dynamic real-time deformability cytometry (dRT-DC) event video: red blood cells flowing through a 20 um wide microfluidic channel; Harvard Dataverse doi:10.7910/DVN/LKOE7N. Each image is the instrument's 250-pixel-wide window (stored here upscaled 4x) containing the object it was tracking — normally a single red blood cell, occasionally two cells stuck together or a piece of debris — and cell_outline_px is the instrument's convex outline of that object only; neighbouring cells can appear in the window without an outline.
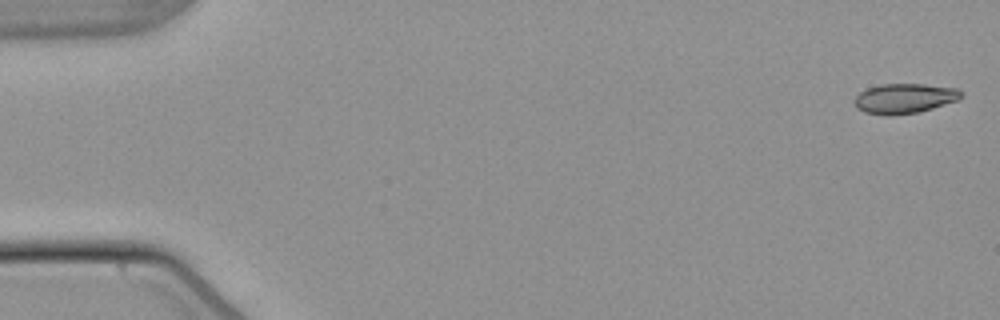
{"species": "common noctule bat (a hibernating species)", "species_latin": "Nyctalus noctula", "temperature_condition": "warm", "stored_images_in_passage": 53, "camera_frame_rate_fps": 3000, "um_per_image_px": 0.085, "animal": {"sex": "male", "body_mass_g": 21.5, "forearm_length_mm": 52.0}, "frame": {"image": 1, "passage_image": 1, "time_ms": 0.0, "image_size_px": [1000, 320], "cell_outline_px": [[964, 96], [956, 100], [932, 108], [916, 112], [892, 116], [888, 116], [864, 112], [856, 108], [852, 100], [860, 92], [868, 88], [880, 84], [924, 84], [956, 88], [964, 92]], "centroid_in_image_um": [76.85, 8.37], "position_along_channel_um": 8.2, "area_um2": 18.67}}
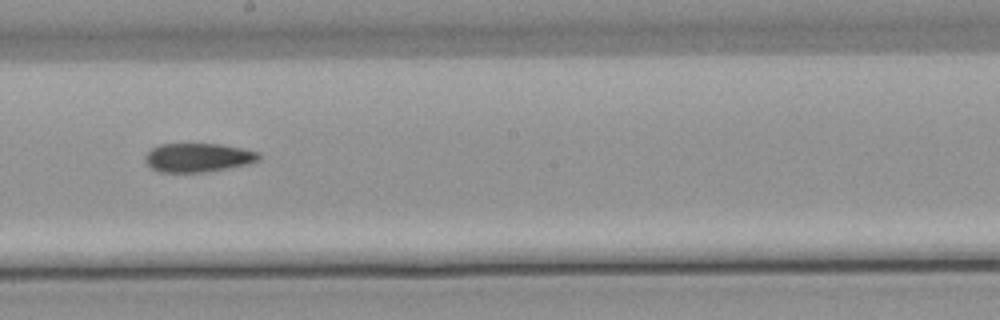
{"frame": {"image": 2, "passage_image": 30, "time_ms": 9.667, "image_size_px": [1000, 320], "cell_outline_px": [[260, 160], [248, 164], [228, 168], [204, 172], [160, 172], [152, 168], [144, 160], [144, 156], [152, 148], [160, 144], [220, 144], [260, 152]], "centroid_in_image_um": [16.84, 13.39], "position_along_channel_um": 231.4, "area_um2": 19.07}}
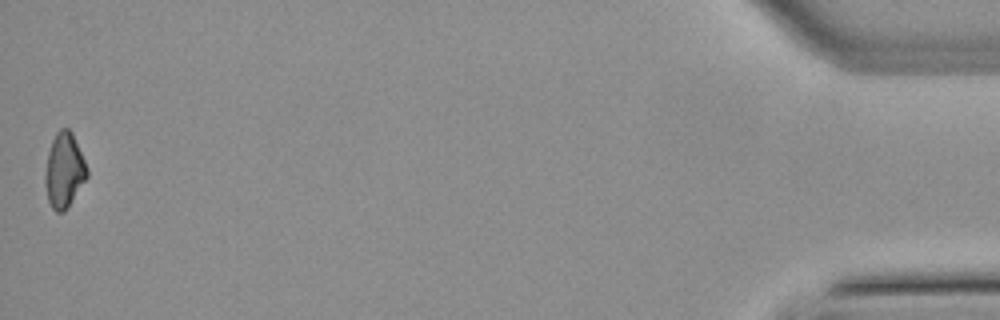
{"frame": {"image": 3, "passage_image": 53, "time_ms": 17.333, "image_size_px": [1000, 320], "cell_outline_px": [[88, 176], [64, 212], [56, 212], [52, 208], [48, 200], [44, 184], [44, 176], [48, 152], [52, 140], [56, 132], [60, 128], [68, 128], [72, 132], [88, 168]], "centroid_in_image_um": [5.44, 14.47], "position_along_channel_um": 429.8, "area_um2": 18.26}}